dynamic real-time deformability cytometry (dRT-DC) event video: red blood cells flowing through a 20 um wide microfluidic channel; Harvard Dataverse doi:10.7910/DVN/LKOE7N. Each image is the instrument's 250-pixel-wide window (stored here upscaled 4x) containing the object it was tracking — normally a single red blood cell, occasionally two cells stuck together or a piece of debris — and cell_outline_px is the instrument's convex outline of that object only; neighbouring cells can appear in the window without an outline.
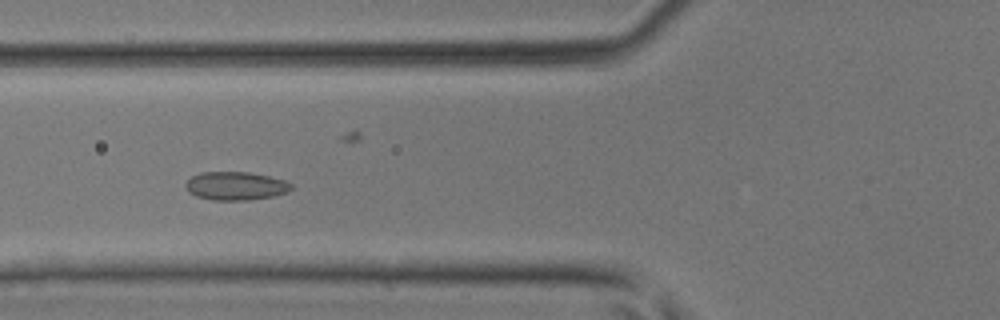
{"species": "common noctule bat (a hibernating species)", "species_latin": "Nyctalus noctula", "temperature_condition": "room temperature", "stored_images_in_passage": 39, "camera_frame_rate_fps": 3000, "um_per_image_px": 0.085, "animal": {"sex": "male", "body_mass_g": 17.9, "forearm_length_mm": 54.2}, "frame": {"image": 1, "passage_image": 11, "time_ms": 3.333, "image_size_px": [1000, 320], "cell_outline_px": [[292, 188], [288, 192], [272, 196], [248, 200], [212, 200], [196, 196], [188, 192], [184, 184], [192, 176], [200, 172], [248, 172], [268, 176], [284, 180], [292, 184]], "centroid_in_image_um": [20.01, 15.8], "position_along_channel_um": 105.8, "area_um2": 17.46}}
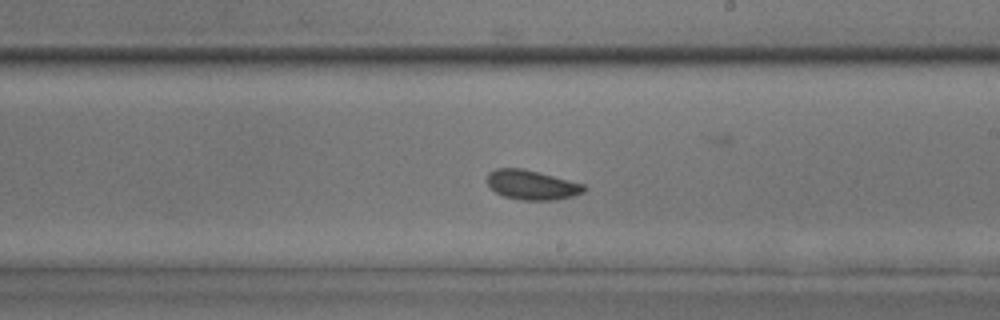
{"frame": {"image": 2, "passage_image": 20, "time_ms": 6.333, "image_size_px": [1000, 320], "cell_outline_px": [[588, 188], [584, 192], [572, 196], [552, 200], [520, 200], [504, 196], [496, 192], [488, 184], [488, 172], [496, 168], [524, 168], [584, 184]], "centroid_in_image_um": [45.22, 15.71], "position_along_channel_um": 243.8, "area_um2": 16.65}}
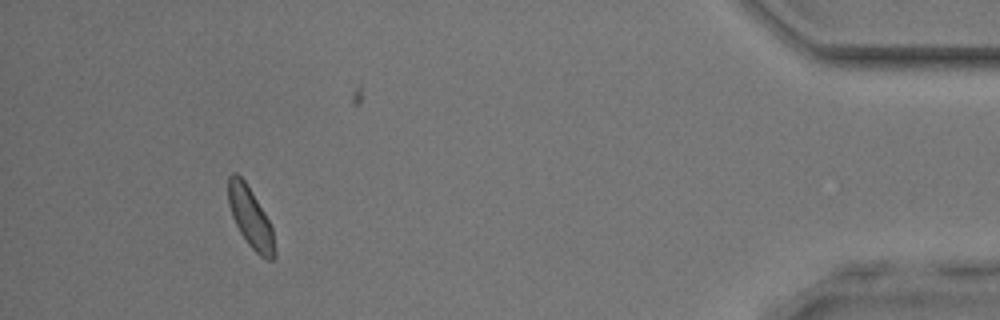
{"frame": {"image": 3, "passage_image": 35, "time_ms": 11.333, "image_size_px": [1000, 320], "cell_outline_px": [[276, 256], [272, 260], [268, 260], [260, 256], [248, 244], [240, 232], [232, 216], [228, 204], [228, 176], [232, 172], [236, 172], [244, 180], [252, 192], [264, 212], [272, 228], [276, 252]], "centroid_in_image_um": [21.28, 18.5], "position_along_channel_um": 413.9, "area_um2": 16.24}}